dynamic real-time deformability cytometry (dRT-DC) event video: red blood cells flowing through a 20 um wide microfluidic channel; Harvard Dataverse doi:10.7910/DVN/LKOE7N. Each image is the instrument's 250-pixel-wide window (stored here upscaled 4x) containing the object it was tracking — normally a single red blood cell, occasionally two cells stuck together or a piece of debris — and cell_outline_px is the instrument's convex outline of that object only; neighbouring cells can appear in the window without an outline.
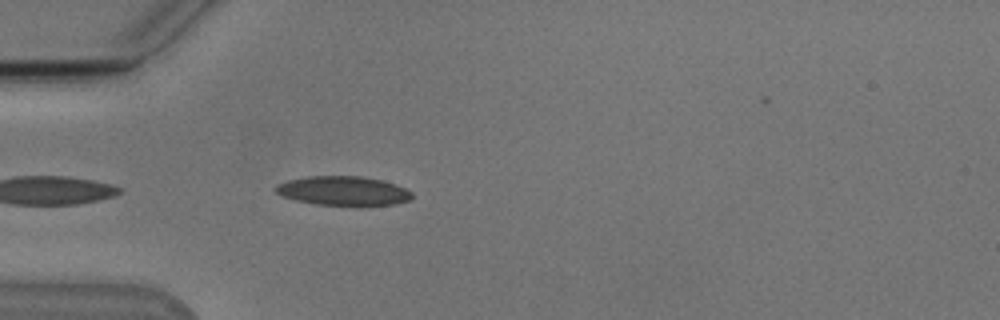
{"species": "Egyptian fruit bat (a non-hibernating species)", "species_latin": "Rousettus aegyptiacus", "temperature_condition": "cold", "stored_images_in_passage": 6, "camera_frame_rate_fps": 3000, "um_per_image_px": 0.085, "animal": {"sex": "male"}, "frame": {"image": 1, "passage_image": 2, "time_ms": 0.333, "image_size_px": [1000, 320], "cell_outline_px": [[412, 200], [396, 204], [316, 204], [296, 200], [280, 196], [272, 188], [276, 184], [288, 180], [308, 176], [360, 176], [380, 180], [396, 184], [412, 192]], "centroid_in_image_um": [29.13, 16.2], "position_along_channel_um": 55.9, "area_um2": 22.95}}
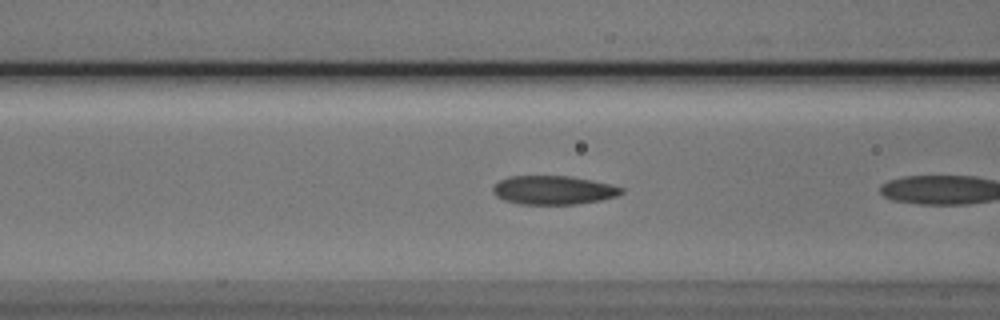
{"frame": {"image": 2, "passage_image": 5, "time_ms": 1.333, "image_size_px": [1000, 320], "cell_outline_px": [[624, 192], [616, 196], [600, 200], [576, 204], [520, 204], [504, 200], [496, 196], [492, 192], [492, 188], [500, 180], [508, 176], [568, 176], [612, 184], [624, 188]], "centroid_in_image_um": [47.03, 16.16], "position_along_channel_um": 119.6, "area_um2": 21.5}}